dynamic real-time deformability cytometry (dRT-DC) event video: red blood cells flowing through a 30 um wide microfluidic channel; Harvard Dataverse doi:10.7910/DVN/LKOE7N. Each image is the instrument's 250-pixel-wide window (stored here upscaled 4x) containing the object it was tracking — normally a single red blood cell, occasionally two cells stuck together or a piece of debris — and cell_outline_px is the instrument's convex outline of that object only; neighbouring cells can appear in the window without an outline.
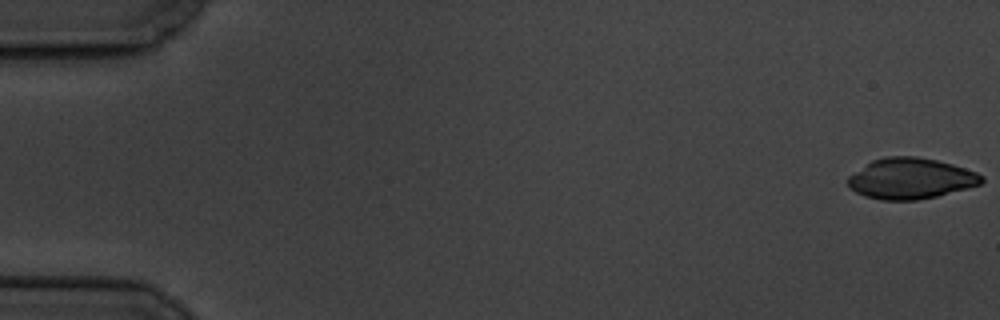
{"species": "common noctule bat (a hibernating species)", "species_latin": "Nyctalus noctula", "temperature_condition": "cold", "stored_images_in_passage": 57, "camera_frame_rate_fps": 3000, "um_per_image_px": 0.085, "animal": {"sex": "male", "body_mass_g": 19.5, "forearm_length_mm": 54.6}, "frame": {"image": 1, "passage_image": 1, "time_ms": 0.0, "image_size_px": [1000, 320], "cell_outline_px": [[984, 180], [980, 184], [968, 188], [936, 196], [916, 200], [880, 200], [864, 196], [848, 188], [848, 176], [872, 160], [884, 156], [916, 156], [936, 160], [952, 164], [976, 172], [984, 176]], "centroid_in_image_um": [77.39, 15.17], "position_along_channel_um": 7.6, "area_um2": 31.85}}